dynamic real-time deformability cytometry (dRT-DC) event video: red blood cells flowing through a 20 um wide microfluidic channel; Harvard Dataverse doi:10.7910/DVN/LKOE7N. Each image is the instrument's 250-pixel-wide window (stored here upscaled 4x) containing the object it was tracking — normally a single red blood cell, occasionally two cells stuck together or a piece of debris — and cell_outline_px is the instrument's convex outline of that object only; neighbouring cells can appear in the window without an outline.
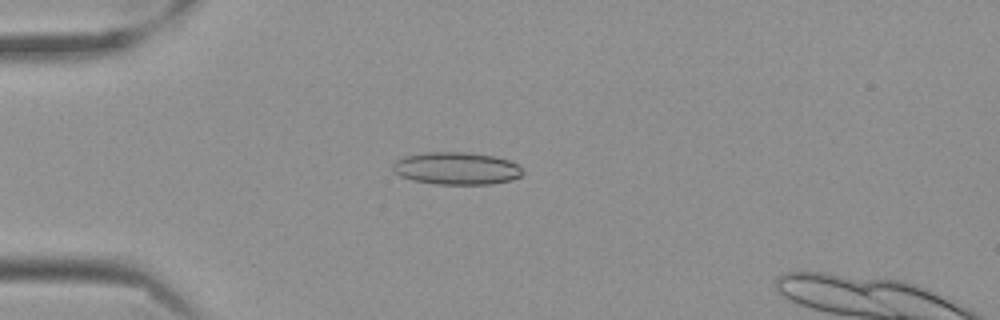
{"species": "Egyptian fruit bat (a non-hibernating species)", "species_latin": "Rousettus aegyptiacus", "temperature_condition": "cold", "stored_images_in_passage": 46, "camera_frame_rate_fps": 3000, "um_per_image_px": 0.085, "frame": {"image": 1, "passage_image": 5, "time_ms": 1.333, "image_size_px": [1000, 320], "cell_outline_px": [[524, 172], [520, 176], [512, 180], [492, 184], [436, 184], [412, 180], [400, 176], [392, 172], [392, 164], [396, 160], [404, 156], [424, 152], [464, 152], [492, 156], [508, 160], [516, 164]], "centroid_in_image_um": [38.75, 14.32], "position_along_channel_um": 46.3, "area_um2": 24.62}}
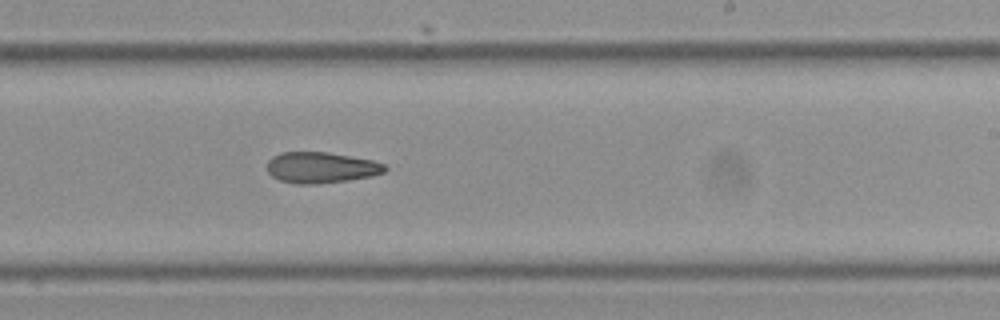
{"frame": {"image": 2, "passage_image": 25, "time_ms": 8.0, "image_size_px": [1000, 320], "cell_outline_px": [[388, 168], [384, 172], [372, 176], [348, 180], [316, 184], [296, 184], [280, 180], [272, 176], [268, 172], [268, 160], [272, 156], [280, 152], [328, 152], [372, 160], [384, 164]], "centroid_in_image_um": [27.28, 14.24], "position_along_channel_um": 261.7, "area_um2": 21.27}}
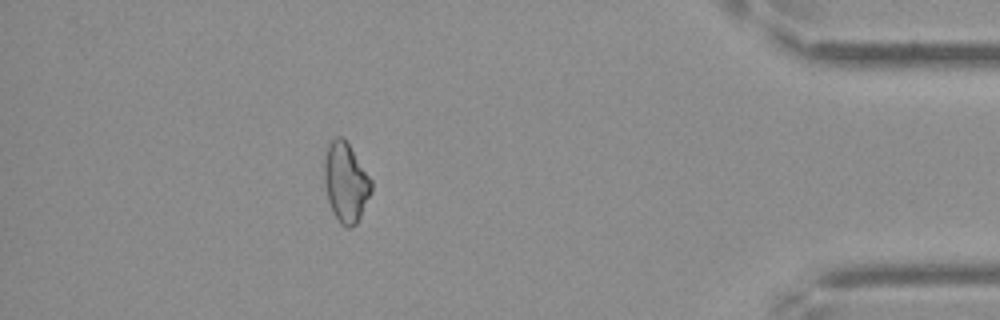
{"frame": {"image": 3, "passage_image": 41, "time_ms": 13.333, "image_size_px": [1000, 320], "cell_outline_px": [[372, 192], [356, 224], [352, 228], [344, 228], [340, 224], [328, 200], [324, 184], [324, 160], [328, 148], [332, 140], [336, 136], [344, 136], [372, 180]], "centroid_in_image_um": [29.4, 15.5], "position_along_channel_um": 405.8, "area_um2": 21.79}}